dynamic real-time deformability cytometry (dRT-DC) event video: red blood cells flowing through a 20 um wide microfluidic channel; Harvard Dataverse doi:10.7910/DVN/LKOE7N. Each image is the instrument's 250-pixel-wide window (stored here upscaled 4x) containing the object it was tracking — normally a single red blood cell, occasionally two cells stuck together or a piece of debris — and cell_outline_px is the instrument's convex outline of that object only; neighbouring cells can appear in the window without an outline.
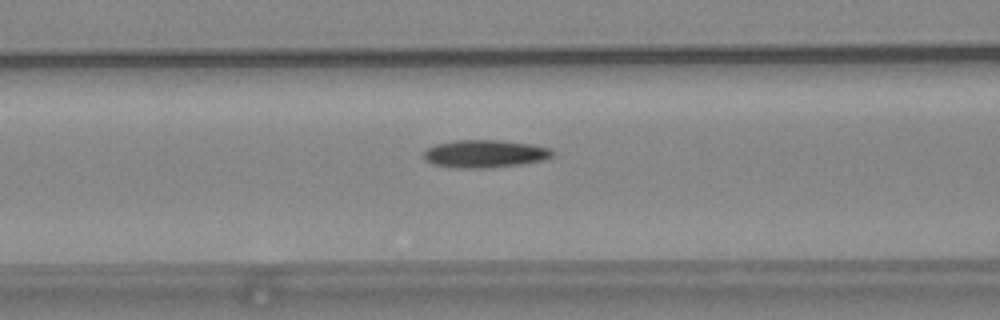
{"species": "common noctule bat (a hibernating species)", "species_latin": "Nyctalus noctula", "temperature_condition": "warm", "stored_images_in_passage": 34, "camera_frame_rate_fps": 3000, "um_per_image_px": 0.085, "animal": {"sex": "female", "body_mass_g": 24.6, "forearm_length_mm": 56.2}, "frame": {"image": 1, "passage_image": 5, "time_ms": 1.333, "image_size_px": [1000, 320], "cell_outline_px": [[552, 156], [544, 160], [520, 164], [488, 168], [460, 168], [432, 164], [424, 160], [424, 152], [428, 148], [436, 144], [456, 140], [500, 140], [532, 144], [548, 148], [552, 152]], "centroid_in_image_um": [41.19, 13.07], "position_along_channel_um": 125.4, "area_um2": 20.69}}
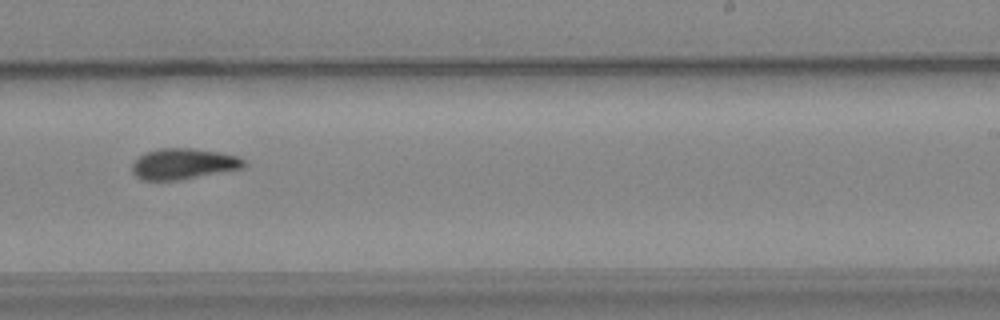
{"frame": {"image": 2, "passage_image": 17, "time_ms": 5.333, "image_size_px": [1000, 320], "cell_outline_px": [[248, 164], [244, 168], [180, 180], [140, 180], [132, 172], [132, 164], [144, 152], [160, 148], [192, 148], [220, 152], [240, 156]], "centroid_in_image_um": [15.62, 13.92], "position_along_channel_um": 273.4, "area_um2": 20.35}}
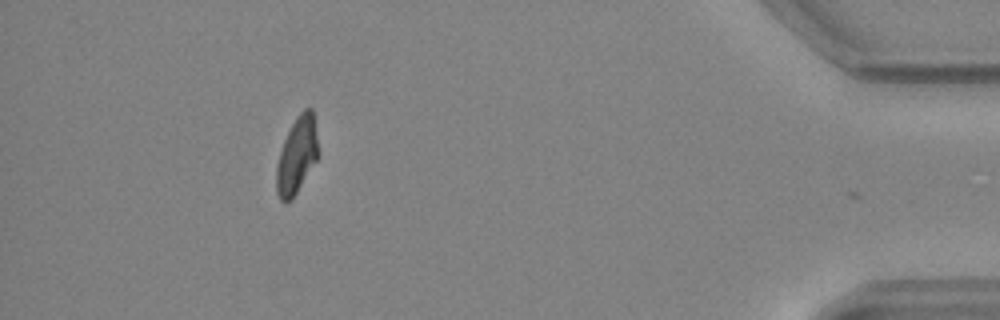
{"frame": {"image": 3, "passage_image": 33, "time_ms": 10.667, "image_size_px": [1000, 320], "cell_outline_px": [[320, 156], [292, 200], [284, 204], [280, 200], [276, 192], [276, 164], [284, 140], [296, 116], [304, 108], [312, 108], [320, 152]], "centroid_in_image_um": [25.25, 13.24], "position_along_channel_um": 410.0, "area_um2": 19.07}}